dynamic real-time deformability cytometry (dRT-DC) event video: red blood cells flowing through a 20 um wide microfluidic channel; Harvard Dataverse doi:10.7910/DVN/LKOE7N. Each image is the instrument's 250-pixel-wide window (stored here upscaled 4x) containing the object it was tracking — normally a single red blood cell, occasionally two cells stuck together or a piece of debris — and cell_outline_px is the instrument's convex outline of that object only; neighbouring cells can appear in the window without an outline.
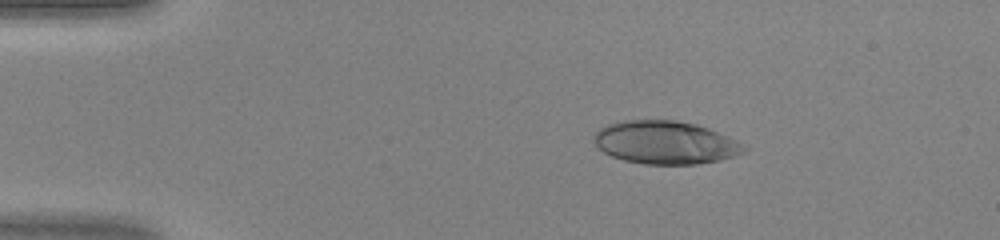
{"species": "human", "species_latin": "Homo sapiens", "temperature_condition": "warm", "stored_images_in_passage": 39, "camera_frame_rate_fps": 3000, "um_per_image_px": 0.085, "donor": {"sex": "female"}, "frame": {"image": 1, "passage_image": 1, "time_ms": 0.0, "image_size_px": [1000, 240], "cell_outline_px": [[748, 152], [720, 160], [696, 164], [644, 164], [624, 160], [612, 156], [604, 152], [596, 144], [592, 136], [600, 128], [608, 124], [624, 120], [676, 120], [696, 124], [708, 128], [728, 136], [744, 144], [748, 148]], "centroid_in_image_um": [56.59, 12.11], "position_along_channel_um": 28.4, "area_um2": 37.74}}
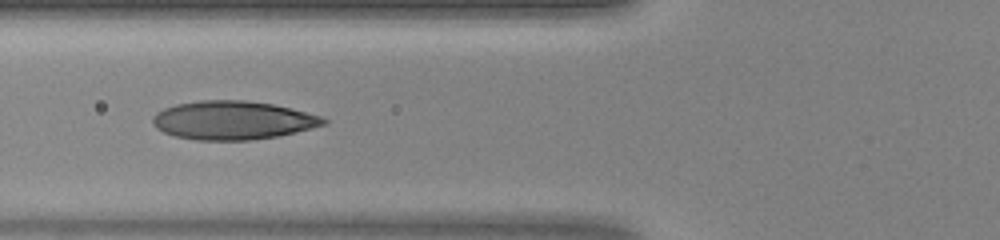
{"frame": {"image": 2, "passage_image": 11, "time_ms": 3.333, "image_size_px": [1000, 240], "cell_outline_px": [[328, 124], [296, 132], [276, 136], [248, 140], [196, 140], [176, 136], [164, 132], [156, 128], [152, 124], [152, 116], [156, 112], [164, 108], [176, 104], [200, 100], [244, 100], [272, 104], [324, 116], [328, 120]], "centroid_in_image_um": [19.79, 10.22], "position_along_channel_um": 106.0, "area_um2": 38.49}}
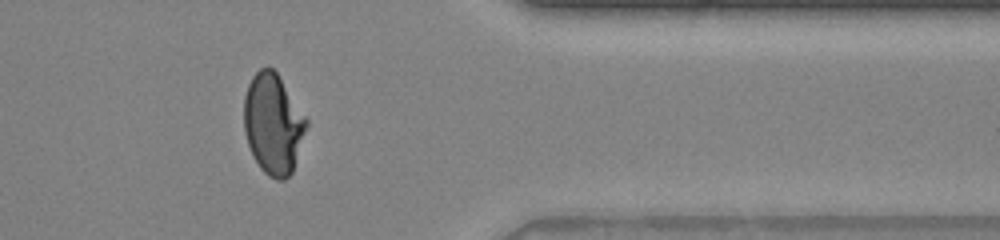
{"frame": {"image": 3, "passage_image": 31, "time_ms": 10.0, "image_size_px": [1000, 240], "cell_outline_px": [[308, 124], [292, 172], [284, 180], [276, 180], [268, 176], [260, 168], [252, 156], [244, 132], [244, 96], [248, 84], [252, 76], [260, 68], [272, 68], [276, 72], [308, 120]], "centroid_in_image_um": [23.2, 10.55], "position_along_channel_um": 388.2, "area_um2": 36.41}}